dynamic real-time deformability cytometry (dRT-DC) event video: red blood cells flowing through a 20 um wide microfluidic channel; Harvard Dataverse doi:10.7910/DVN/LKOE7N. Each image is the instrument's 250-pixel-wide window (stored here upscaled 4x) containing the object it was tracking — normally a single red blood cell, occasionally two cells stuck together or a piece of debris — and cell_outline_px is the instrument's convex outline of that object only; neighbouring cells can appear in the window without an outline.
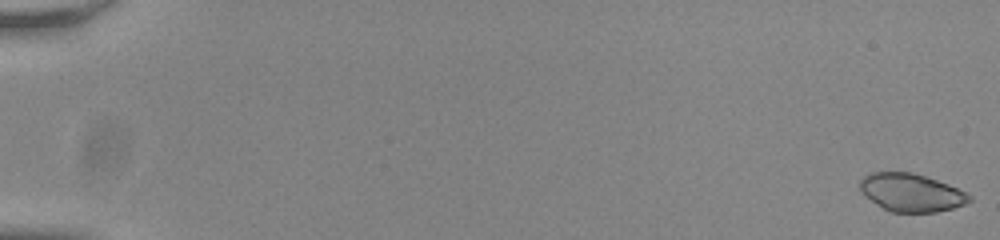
{"species": "common noctule bat (a hibernating species)", "species_latin": "Nyctalus noctula", "temperature_condition": "room temperature", "stored_images_in_passage": 55, "camera_frame_rate_fps": 3000, "um_per_image_px": 0.085, "animal": {"sex": "male", "body_mass_g": 20.0, "forearm_length_mm": 53.3}, "frame": {"image": 1, "passage_image": 1, "time_ms": 0.0, "image_size_px": [1000, 240], "cell_outline_px": [[972, 200], [964, 204], [952, 208], [936, 212], [888, 212], [864, 196], [860, 192], [860, 180], [864, 176], [872, 172], [912, 172], [948, 184], [972, 196]], "centroid_in_image_um": [77.41, 16.37], "position_along_channel_um": 7.6, "area_um2": 24.16}}
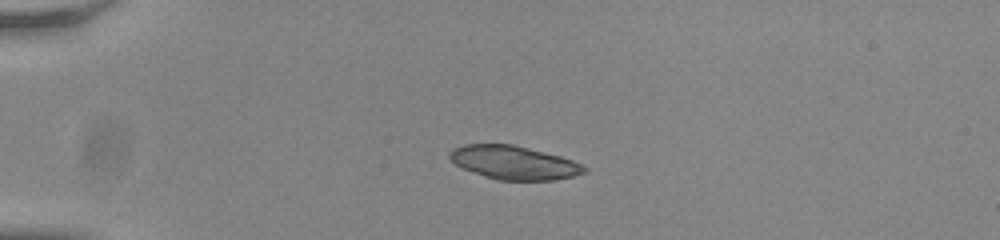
{"frame": {"image": 2, "passage_image": 15, "time_ms": 4.667, "image_size_px": [1000, 240], "cell_outline_px": [[588, 168], [584, 172], [572, 176], [552, 180], [496, 180], [484, 176], [464, 168], [456, 164], [448, 156], [448, 152], [452, 148], [464, 144], [512, 144], [560, 156], [572, 160]], "centroid_in_image_um": [43.65, 13.81], "position_along_channel_um": 41.4, "area_um2": 26.07}}